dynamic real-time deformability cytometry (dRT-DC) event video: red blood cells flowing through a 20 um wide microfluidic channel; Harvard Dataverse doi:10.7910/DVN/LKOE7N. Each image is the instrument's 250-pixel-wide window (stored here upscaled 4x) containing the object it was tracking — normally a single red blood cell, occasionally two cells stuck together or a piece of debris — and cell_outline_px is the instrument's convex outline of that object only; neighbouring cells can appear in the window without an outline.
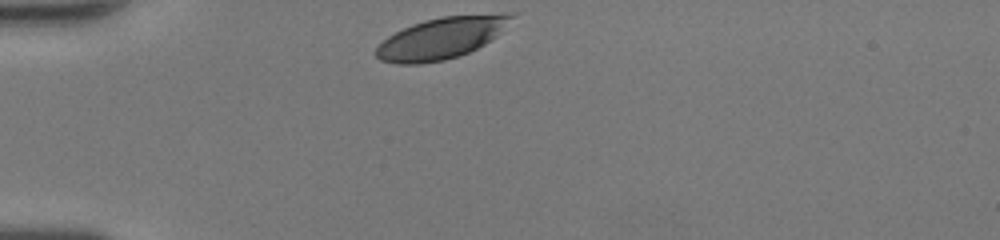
{"species": "human", "species_latin": "Homo sapiens", "temperature_condition": "room temperature", "stored_images_in_passage": 28, "camera_frame_rate_fps": 3000, "um_per_image_px": 0.085, "donor": {"sex": "female"}, "frame": {"image": 1, "passage_image": 1, "time_ms": 0.0, "image_size_px": [1000, 240], "cell_outline_px": [[520, 12], [496, 36], [484, 44], [468, 52], [444, 60], [420, 64], [396, 64], [380, 60], [376, 56], [376, 48], [388, 36], [412, 24], [424, 20], [444, 16], [504, 12]], "centroid_in_image_um": [37.57, 3.21], "position_along_channel_um": 47.4, "area_um2": 32.77}}
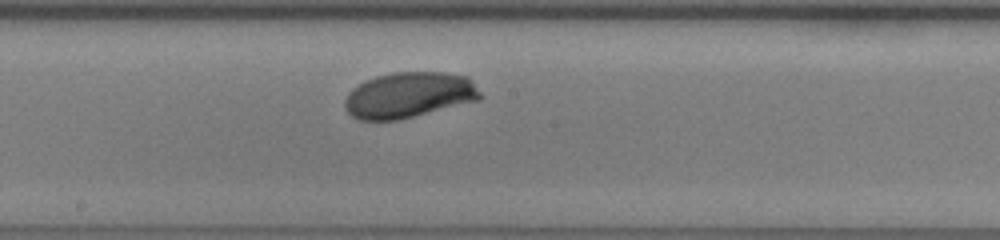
{"frame": {"image": 2, "passage_image": 15, "time_ms": 4.667, "image_size_px": [1000, 240], "cell_outline_px": [[484, 96], [480, 100], [400, 120], [360, 120], [352, 116], [344, 108], [344, 100], [348, 92], [352, 88], [364, 80], [376, 76], [392, 72], [444, 72], [468, 76], [472, 80]], "centroid_in_image_um": [34.78, 8.07], "position_along_channel_um": 213.4, "area_um2": 36.65}}
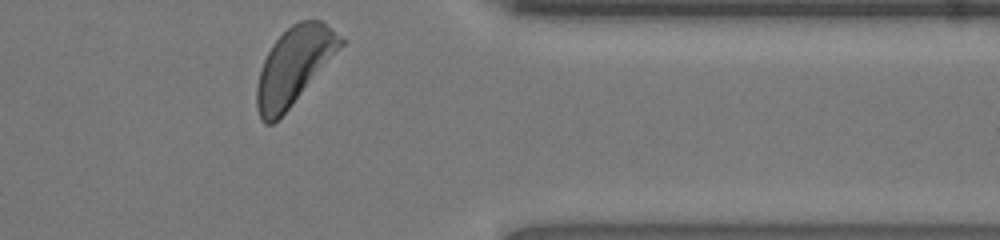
{"frame": {"image": 3, "passage_image": 28, "time_ms": 9.0, "image_size_px": [1000, 240], "cell_outline_px": [[344, 44], [288, 108], [272, 124], [264, 124], [260, 120], [256, 108], [256, 88], [260, 72], [264, 60], [272, 44], [292, 24], [300, 20], [320, 20], [332, 28], [344, 40]], "centroid_in_image_um": [24.96, 5.6], "position_along_channel_um": 386.4, "area_um2": 36.82}, "authors_computed_cell_mechanics": {"area_um2": 35.8071, "velocity_mm_per_s": 4.2092, "shape_relaxation_time_tau1_ms": 1.5984, "shape_relaxation_time_tau2_ms": null, "deformation_change_tau1": 0.1217, "deformation_change_tau2": null}}